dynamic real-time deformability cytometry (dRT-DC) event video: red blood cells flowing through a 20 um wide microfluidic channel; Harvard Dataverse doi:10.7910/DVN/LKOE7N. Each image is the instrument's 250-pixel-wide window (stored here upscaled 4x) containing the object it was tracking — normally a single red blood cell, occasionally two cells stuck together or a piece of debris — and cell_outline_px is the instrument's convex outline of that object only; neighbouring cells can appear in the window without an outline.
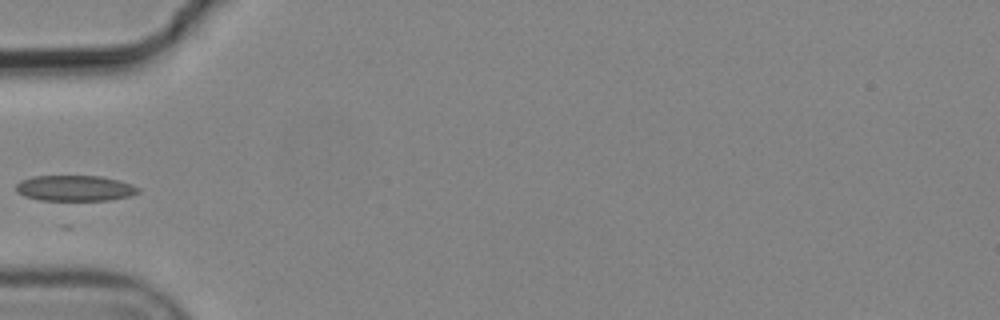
{"species": "common noctule bat (a hibernating species)", "species_latin": "Nyctalus noctula", "temperature_condition": "cold", "stored_images_in_passage": 4, "camera_frame_rate_fps": 3000, "um_per_image_px": 0.085, "animal": {"sex": "male", "body_mass_g": 19.2, "forearm_length_mm": 51.8}, "frame": {"image": 1, "passage_image": 4, "time_ms": 1.0, "image_size_px": [1000, 320], "cell_outline_px": [[140, 192], [132, 196], [108, 200], [40, 200], [24, 196], [16, 192], [16, 184], [20, 180], [32, 176], [100, 176], [132, 184], [140, 188]], "centroid_in_image_um": [6.36, 16.0], "position_along_channel_um": 78.6, "area_um2": 18.38}}